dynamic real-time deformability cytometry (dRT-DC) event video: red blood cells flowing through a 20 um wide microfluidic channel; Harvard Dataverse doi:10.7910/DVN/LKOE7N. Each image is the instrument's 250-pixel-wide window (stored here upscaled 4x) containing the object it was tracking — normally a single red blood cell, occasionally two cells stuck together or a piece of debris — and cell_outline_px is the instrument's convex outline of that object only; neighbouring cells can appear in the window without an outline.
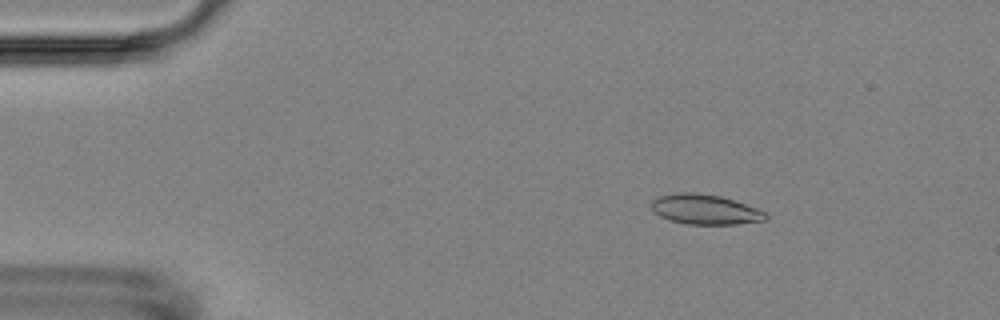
{"species": "Egyptian fruit bat (a non-hibernating species)", "species_latin": "Rousettus aegyptiacus", "temperature_condition": "room temperature", "stored_images_in_passage": 6, "camera_frame_rate_fps": 3000, "um_per_image_px": 0.085, "animal": {"sex": "female"}, "frame": {"image": 1, "passage_image": 3, "time_ms": 2.333, "image_size_px": [1000, 320], "cell_outline_px": [[768, 216], [764, 220], [736, 224], [688, 224], [668, 220], [652, 212], [652, 200], [656, 196], [676, 192], [696, 192], [720, 196], [768, 212]], "centroid_in_image_um": [59.88, 17.79], "position_along_channel_um": 25.1, "area_um2": 20.06}}